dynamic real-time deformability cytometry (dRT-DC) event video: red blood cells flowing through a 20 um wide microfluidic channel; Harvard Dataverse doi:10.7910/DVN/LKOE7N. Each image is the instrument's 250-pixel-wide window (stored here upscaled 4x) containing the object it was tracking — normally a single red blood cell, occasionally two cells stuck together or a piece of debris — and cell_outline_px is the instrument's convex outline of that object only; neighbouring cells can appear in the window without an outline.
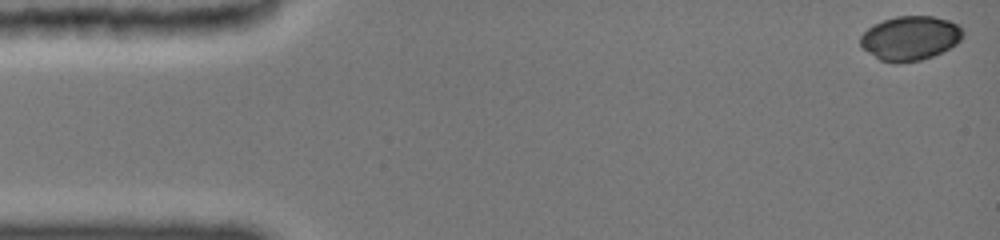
{"species": "common noctule bat (a hibernating species)", "species_latin": "Nyctalus noctula", "temperature_condition": "cold", "stored_images_in_passage": 42, "camera_frame_rate_fps": 3000, "um_per_image_px": 0.085, "animal": {"sex": "female", "body_mass_g": 19.0, "forearm_length_mm": 51.5}, "frame": {"image": 1, "passage_image": 1, "time_ms": 0.0, "image_size_px": [1000, 240], "cell_outline_px": [[964, 36], [956, 44], [932, 56], [920, 60], [880, 60], [868, 52], [860, 44], [860, 36], [868, 28], [884, 20], [896, 16], [932, 16], [948, 20], [956, 24], [964, 32]], "centroid_in_image_um": [77.38, 3.2], "position_along_channel_um": 7.6, "area_um2": 25.66}}
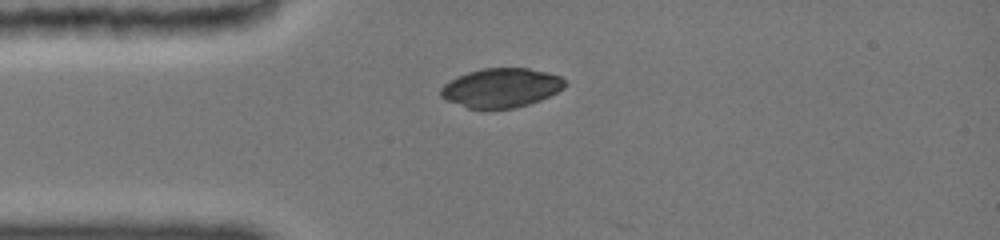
{"frame": {"image": 2, "passage_image": 29, "time_ms": 3.667, "image_size_px": [1000, 240], "cell_outline_px": [[568, 84], [564, 88], [540, 100], [528, 104], [512, 108], [468, 108], [444, 100], [440, 96], [440, 88], [444, 84], [468, 72], [480, 68], [528, 68], [548, 72], [560, 76]], "centroid_in_image_um": [42.6, 7.46], "position_along_channel_um": 42.4, "area_um2": 28.26}}